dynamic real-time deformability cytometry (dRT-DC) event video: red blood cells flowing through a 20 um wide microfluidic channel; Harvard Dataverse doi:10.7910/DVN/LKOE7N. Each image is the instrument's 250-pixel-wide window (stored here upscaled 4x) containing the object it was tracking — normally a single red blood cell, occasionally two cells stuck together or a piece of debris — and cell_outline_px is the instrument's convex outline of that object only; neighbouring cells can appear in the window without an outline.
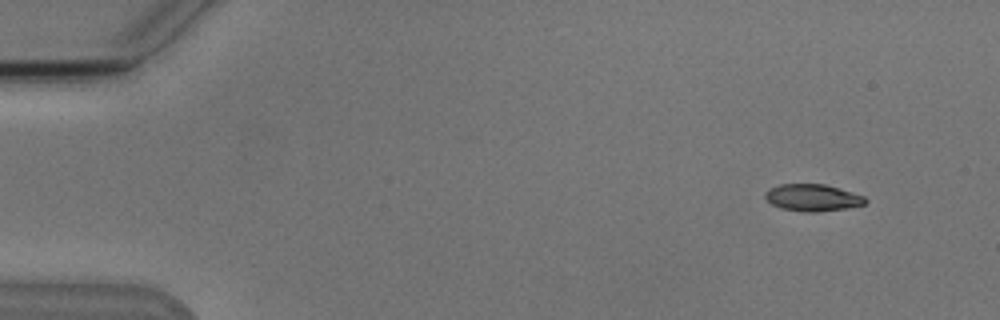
{"species": "Egyptian fruit bat (a non-hibernating species)", "species_latin": "Rousettus aegyptiacus", "temperature_condition": "cold", "stored_images_in_passage": 5, "camera_frame_rate_fps": 3000, "um_per_image_px": 0.085, "animal": {"sex": "male"}, "frame": {"image": 1, "passage_image": 1, "time_ms": 0.0, "image_size_px": [1000, 320], "cell_outline_px": [[868, 200], [864, 204], [844, 208], [816, 212], [804, 212], [780, 208], [772, 204], [764, 196], [764, 192], [768, 188], [780, 184], [824, 184], [840, 188], [864, 196]], "centroid_in_image_um": [69.04, 16.79], "position_along_channel_um": 16.0, "area_um2": 15.72}}
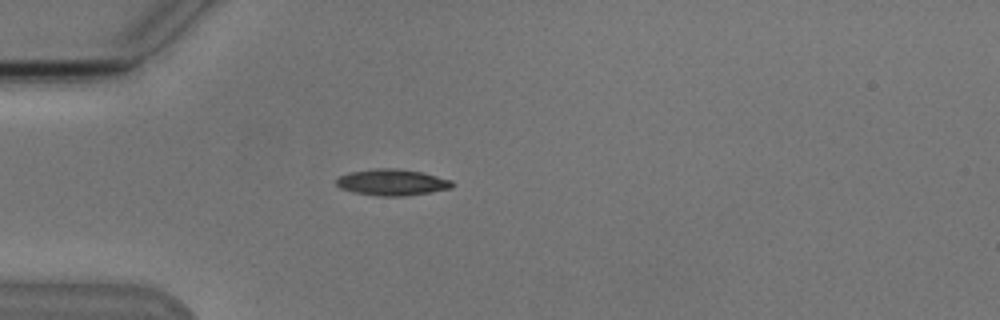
{"frame": {"image": 2, "passage_image": 4, "time_ms": 3.667, "image_size_px": [1000, 320], "cell_outline_px": [[452, 188], [404, 196], [380, 196], [352, 192], [340, 188], [336, 184], [336, 180], [340, 176], [352, 172], [372, 168], [396, 168], [420, 172], [452, 180]], "centroid_in_image_um": [33.29, 15.49], "position_along_channel_um": 51.7, "area_um2": 17.57}}